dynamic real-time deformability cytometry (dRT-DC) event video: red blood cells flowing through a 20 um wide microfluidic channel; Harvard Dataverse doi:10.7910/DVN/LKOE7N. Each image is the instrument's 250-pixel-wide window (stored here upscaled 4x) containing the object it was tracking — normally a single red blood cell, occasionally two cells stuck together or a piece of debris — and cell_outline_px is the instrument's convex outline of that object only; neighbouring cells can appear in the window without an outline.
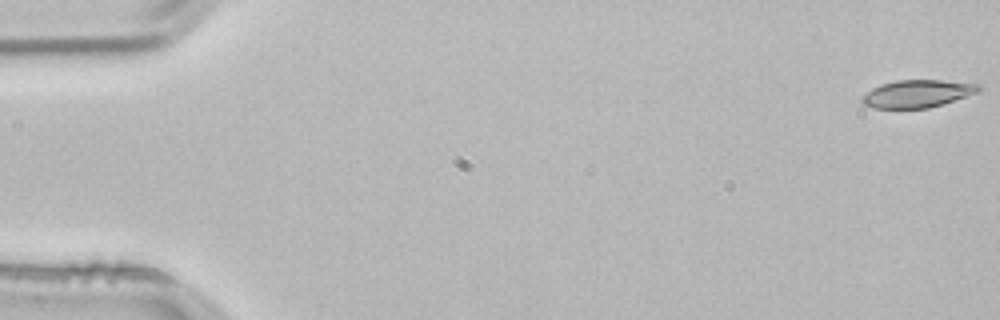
{"species": "common noctule bat (a hibernating species)", "species_latin": "Nyctalus noctula", "temperature_condition": "room temperature", "stored_images_in_passage": 4, "segment_of_instrument_passage": [1, 2], "camera_frame_rate_fps": 3000, "um_per_image_px": 0.085, "animal": {"sex": "male", "body_mass_g": 21.5, "forearm_length_mm": 52.0}, "frame": {"image": 1, "passage_image": 1, "time_ms": 0.0, "image_size_px": [1000, 320], "cell_outline_px": [[980, 92], [944, 104], [928, 108], [876, 108], [864, 104], [860, 100], [872, 88], [880, 84], [896, 80], [940, 80], [980, 84]], "centroid_in_image_um": [78.01, 7.96], "position_along_channel_um": 7.0, "area_um2": 18.73}}
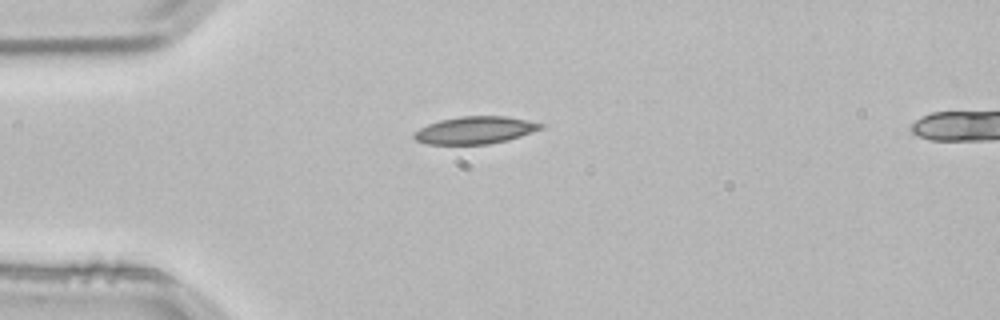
{"frame": {"image": 2, "passage_image": 3, "time_ms": 0.667, "image_size_px": [1000, 320], "cell_outline_px": [[544, 128], [508, 140], [488, 144], [428, 144], [416, 140], [412, 136], [412, 132], [428, 124], [440, 120], [460, 116], [504, 116], [544, 124]], "centroid_in_image_um": [40.35, 11.07], "position_along_channel_um": 44.7, "area_um2": 20.11}}